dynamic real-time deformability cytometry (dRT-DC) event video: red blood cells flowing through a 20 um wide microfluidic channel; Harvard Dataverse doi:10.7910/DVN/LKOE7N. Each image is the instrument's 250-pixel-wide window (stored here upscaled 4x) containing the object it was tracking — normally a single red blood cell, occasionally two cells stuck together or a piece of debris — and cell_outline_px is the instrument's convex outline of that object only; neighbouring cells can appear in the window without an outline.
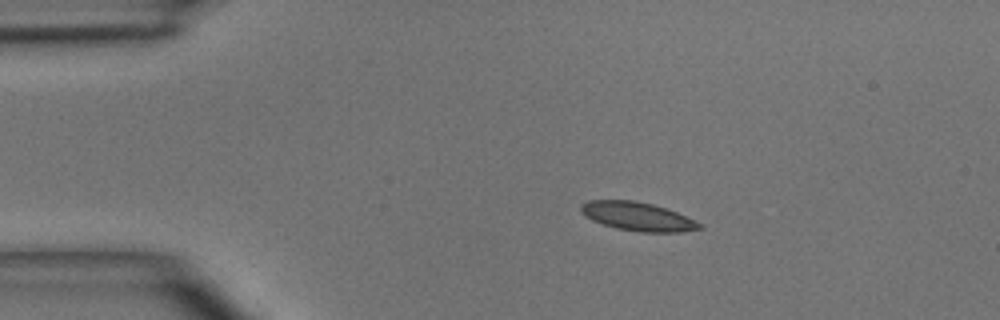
{"species": "common noctule bat (a hibernating species)", "species_latin": "Nyctalus noctula", "temperature_condition": "room temperature", "stored_images_in_passage": 2, "camera_frame_rate_fps": 3000, "um_per_image_px": 0.085, "animal": {"sex": "male", "body_mass_g": 15.6}, "frame": {"image": 1, "passage_image": 1, "time_ms": 0.0, "image_size_px": [1000, 320], "cell_outline_px": [[704, 228], [684, 232], [640, 232], [616, 228], [592, 220], [584, 216], [580, 212], [580, 204], [588, 200], [636, 200], [652, 204], [676, 212], [704, 224]], "centroid_in_image_um": [54.2, 18.4], "position_along_channel_um": 30.8, "area_um2": 19.94}}